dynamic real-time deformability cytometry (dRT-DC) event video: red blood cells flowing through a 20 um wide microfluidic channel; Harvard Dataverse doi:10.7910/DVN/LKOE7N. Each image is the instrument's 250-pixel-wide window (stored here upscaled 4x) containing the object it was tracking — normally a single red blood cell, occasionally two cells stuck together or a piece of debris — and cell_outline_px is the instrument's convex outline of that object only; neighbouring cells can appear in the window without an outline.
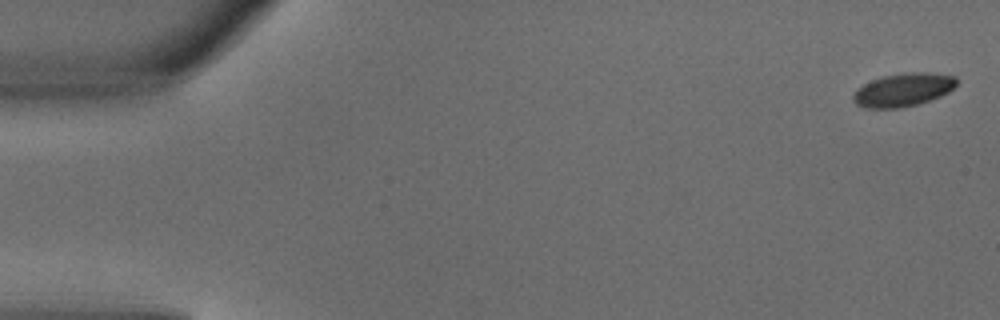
{"species": "common noctule bat (a hibernating species)", "species_latin": "Nyctalus noctula", "temperature_condition": "warm", "stored_images_in_passage": 2, "camera_frame_rate_fps": 3000, "um_per_image_px": 0.085, "animal": {"sex": "male", "body_mass_g": 18.8}, "frame": {"image": 1, "passage_image": 2, "time_ms": 0.333, "image_size_px": [1000, 320], "cell_outline_px": [[956, 84], [948, 92], [940, 96], [916, 104], [900, 108], [864, 108], [856, 104], [852, 100], [852, 96], [856, 88], [872, 80], [884, 76], [908, 72], [928, 72], [956, 76]], "centroid_in_image_um": [76.73, 7.63], "position_along_channel_um": 8.3, "area_um2": 19.94}}